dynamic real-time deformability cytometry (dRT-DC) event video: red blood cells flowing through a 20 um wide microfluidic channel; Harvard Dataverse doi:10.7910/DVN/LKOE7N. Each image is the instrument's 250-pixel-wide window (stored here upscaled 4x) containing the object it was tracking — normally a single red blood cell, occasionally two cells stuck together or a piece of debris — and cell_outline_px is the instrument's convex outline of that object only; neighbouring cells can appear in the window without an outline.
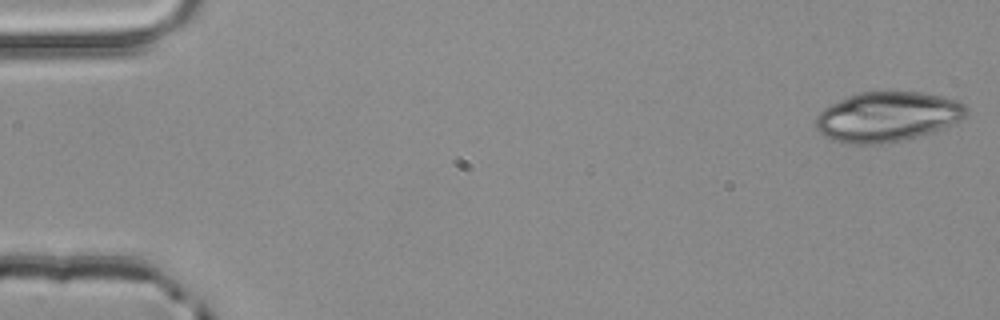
{"species": "common noctule bat (a hibernating species)", "species_latin": "Nyctalus noctula", "temperature_condition": "room temperature", "stored_images_in_passage": 4, "camera_frame_rate_fps": 3000, "um_per_image_px": 0.085, "animal": {"sex": "male", "body_mass_g": 20.4}, "frame": {"image": 1, "passage_image": 1, "time_ms": 0.0, "image_size_px": [1000, 320], "cell_outline_px": [[968, 112], [960, 120], [940, 128], [916, 136], [900, 140], [880, 144], [852, 144], [832, 140], [824, 136], [816, 128], [816, 116], [824, 108], [856, 92], [920, 92], [940, 96], [956, 100], [964, 104], [968, 108]], "centroid_in_image_um": [75.39, 9.91], "position_along_channel_um": 9.6, "area_um2": 43.23}}